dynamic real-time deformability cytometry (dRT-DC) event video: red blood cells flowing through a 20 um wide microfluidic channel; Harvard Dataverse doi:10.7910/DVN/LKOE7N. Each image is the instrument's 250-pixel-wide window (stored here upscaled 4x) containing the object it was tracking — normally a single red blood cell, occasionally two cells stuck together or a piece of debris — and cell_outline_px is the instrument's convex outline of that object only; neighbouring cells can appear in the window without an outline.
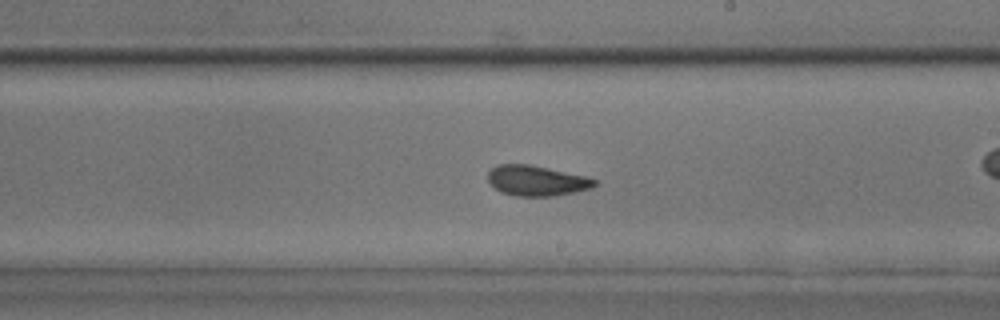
{"species": "common noctule bat (a hibernating species)", "species_latin": "Nyctalus noctula", "temperature_condition": "room temperature", "stored_images_in_passage": 53, "camera_frame_rate_fps": 3000, "um_per_image_px": 0.085, "animal": {"sex": "male", "body_mass_g": 17.9, "forearm_length_mm": 54.2}, "frame": {"image": 1, "passage_image": 31, "time_ms": 10.0, "image_size_px": [1000, 320], "cell_outline_px": [[596, 184], [592, 188], [552, 196], [516, 196], [500, 192], [488, 180], [488, 172], [496, 164], [528, 164], [588, 176], [596, 180]], "centroid_in_image_um": [45.61, 15.35], "position_along_channel_um": 243.4, "area_um2": 18.79}, "authors_computed_cell_mechanics": {"area_um2": 19.363, "velocity_mm_per_s": 3.9365, "shape_relaxation_time_tau1_ms": 3.4139, "shape_relaxation_time_tau2_ms": 1.4288, "deformation_change_tau1": 0.0886, "deformation_change_tau2": 0.0594}}